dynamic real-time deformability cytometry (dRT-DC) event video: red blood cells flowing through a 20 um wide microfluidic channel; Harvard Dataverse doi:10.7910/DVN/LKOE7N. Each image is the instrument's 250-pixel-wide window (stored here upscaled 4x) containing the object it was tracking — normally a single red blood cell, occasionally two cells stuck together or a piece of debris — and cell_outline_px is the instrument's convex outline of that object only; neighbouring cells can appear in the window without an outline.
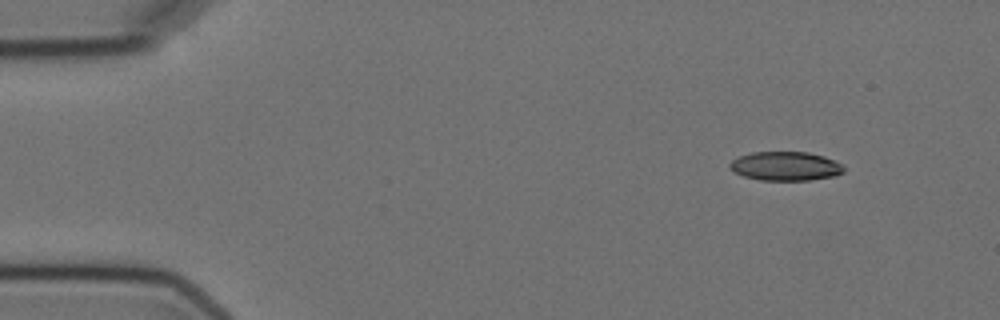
{"species": "Egyptian fruit bat (a non-hibernating species)", "species_latin": "Rousettus aegyptiacus", "temperature_condition": "cold", "stored_images_in_passage": 5, "camera_frame_rate_fps": 3000, "um_per_image_px": 0.085, "animal": {"sex": "female"}, "frame": {"image": 1, "passage_image": 1, "time_ms": 0.0, "image_size_px": [1000, 320], "cell_outline_px": [[844, 172], [836, 176], [808, 180], [760, 180], [744, 176], [728, 168], [728, 164], [732, 160], [740, 156], [752, 152], [808, 152], [824, 156], [840, 164], [844, 168]], "centroid_in_image_um": [66.76, 14.12], "position_along_channel_um": 18.2, "area_um2": 19.19}}
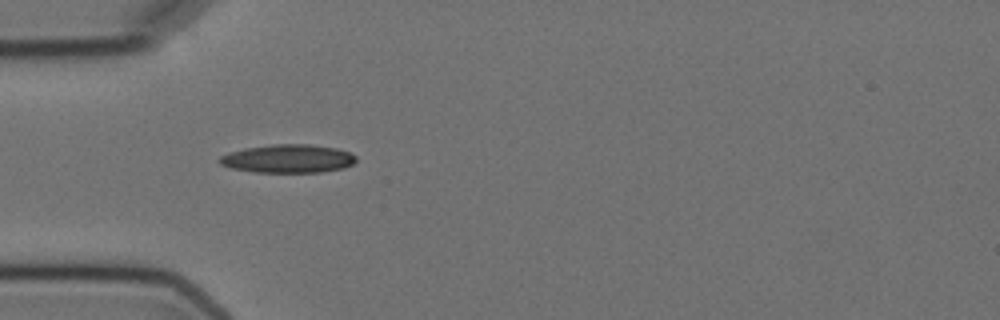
{"frame": {"image": 2, "passage_image": 4, "time_ms": 3.667, "image_size_px": [1000, 320], "cell_outline_px": [[356, 160], [352, 164], [344, 168], [320, 172], [256, 172], [232, 168], [220, 164], [216, 160], [220, 156], [228, 152], [244, 148], [272, 144], [308, 144], [336, 148], [348, 152], [356, 156]], "centroid_in_image_um": [24.45, 13.48], "position_along_channel_um": 60.6, "area_um2": 22.6}}
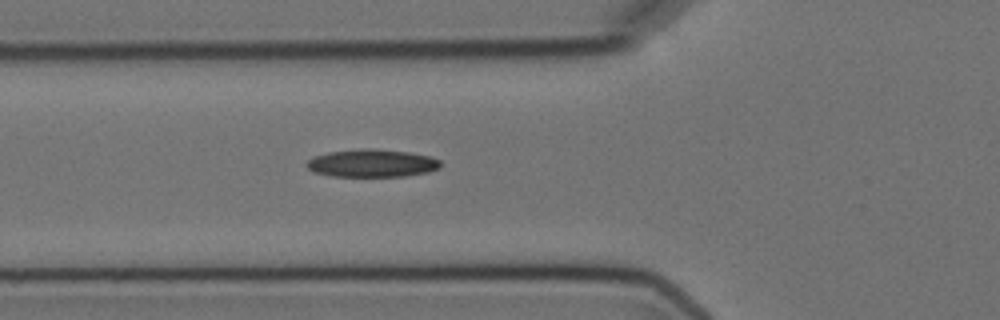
{"frame": {"image": 3, "passage_image": 5, "time_ms": 4.667, "image_size_px": [1000, 320], "cell_outline_px": [[440, 168], [428, 172], [404, 176], [332, 176], [312, 172], [304, 164], [312, 156], [328, 152], [360, 148], [364, 148], [408, 152], [432, 156], [440, 160]], "centroid_in_image_um": [31.58, 13.87], "position_along_channel_um": 94.2, "area_um2": 21.79}}